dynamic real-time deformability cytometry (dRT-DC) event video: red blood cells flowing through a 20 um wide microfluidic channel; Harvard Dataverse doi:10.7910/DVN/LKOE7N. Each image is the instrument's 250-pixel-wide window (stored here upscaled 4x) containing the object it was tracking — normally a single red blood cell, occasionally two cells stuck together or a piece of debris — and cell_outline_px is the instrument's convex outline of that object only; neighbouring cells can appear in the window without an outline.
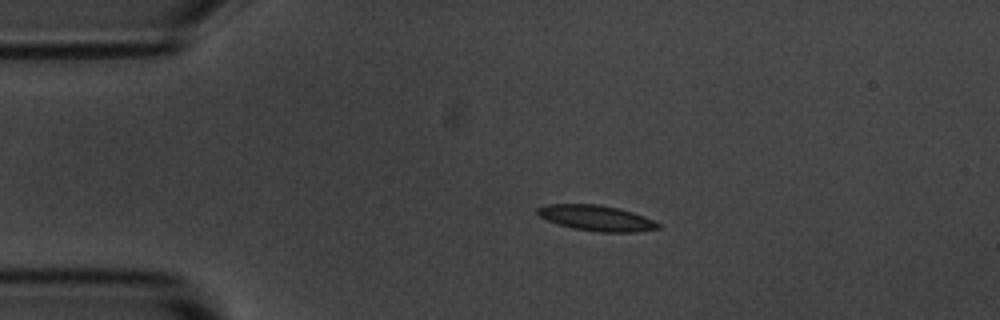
{"species": "common noctule bat (a hibernating species)", "species_latin": "Nyctalus noctula", "temperature_condition": "room temperature", "stored_images_in_passage": 3, "camera_frame_rate_fps": 3000, "um_per_image_px": 0.085, "animal": {"sex": "male", "body_mass_g": 20.1, "forearm_length_mm": 53.5}, "frame": {"image": 1, "passage_image": 2, "time_ms": 1.333, "image_size_px": [1000, 320], "cell_outline_px": [[660, 228], [636, 232], [600, 232], [572, 228], [548, 220], [540, 216], [536, 212], [536, 208], [548, 204], [600, 204], [620, 208], [644, 216], [660, 224]], "centroid_in_image_um": [50.7, 18.52], "position_along_channel_um": 34.3, "area_um2": 17.92}}